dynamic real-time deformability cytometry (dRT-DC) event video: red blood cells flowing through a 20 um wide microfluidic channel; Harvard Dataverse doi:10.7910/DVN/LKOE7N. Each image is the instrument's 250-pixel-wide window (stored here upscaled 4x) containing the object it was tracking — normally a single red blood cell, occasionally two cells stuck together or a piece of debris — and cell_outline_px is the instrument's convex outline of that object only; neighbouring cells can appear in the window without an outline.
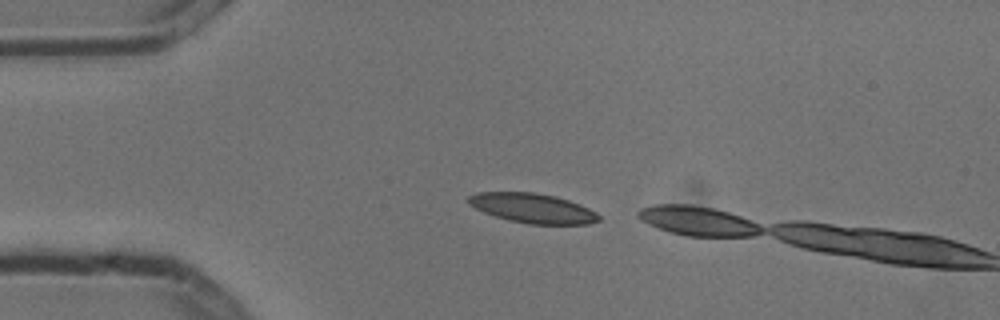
{"species": "common noctule bat (a hibernating species)", "species_latin": "Nyctalus noctula", "temperature_condition": "cold", "stored_images_in_passage": 2, "camera_frame_rate_fps": 3000, "um_per_image_px": 0.085, "animal": {"sex": "male", "body_mass_g": 13.3}, "frame": {"image": 1, "passage_image": 1, "time_ms": 0.0, "image_size_px": [1000, 320], "cell_outline_px": [[600, 220], [588, 224], [528, 224], [508, 220], [484, 212], [468, 204], [464, 200], [468, 196], [476, 192], [536, 192], [556, 196], [580, 204], [596, 212], [600, 216]], "centroid_in_image_um": [45.25, 17.69], "position_along_channel_um": 39.8, "area_um2": 22.66}}